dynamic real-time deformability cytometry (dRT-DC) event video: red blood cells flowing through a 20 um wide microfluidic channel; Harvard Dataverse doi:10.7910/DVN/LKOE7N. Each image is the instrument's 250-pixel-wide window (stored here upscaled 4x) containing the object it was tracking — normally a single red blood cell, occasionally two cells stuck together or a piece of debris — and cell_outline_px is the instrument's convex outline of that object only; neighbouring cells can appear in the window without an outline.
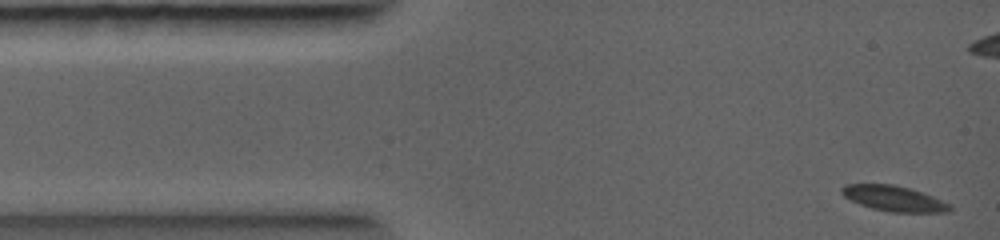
{"species": "common noctule bat (a hibernating species)", "species_latin": "Nyctalus noctula", "temperature_condition": "warm", "stored_images_in_passage": 6, "camera_frame_rate_fps": 5000, "um_per_image_px": 0.085, "animal": {"sex": "female", "body_mass_g": 19.0, "forearm_length_mm": 56.7}, "frame": {"image": 1, "passage_image": 1, "time_ms": 0.0, "image_size_px": [1000, 240], "cell_outline_px": [[952, 208], [948, 212], [888, 212], [872, 208], [860, 204], [844, 196], [840, 192], [840, 188], [844, 184], [892, 184], [908, 188], [932, 196], [952, 204]], "centroid_in_image_um": [75.97, 16.87], "position_along_channel_um": 9.0, "area_um2": 15.95}}
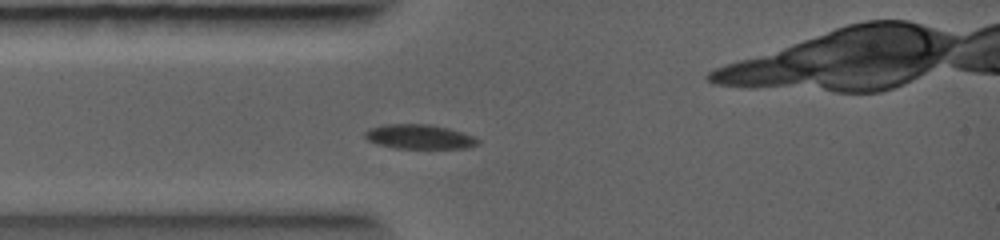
{"frame": {"image": 2, "passage_image": 5, "time_ms": 1.8, "image_size_px": [1000, 240], "cell_outline_px": [[480, 144], [468, 148], [396, 148], [376, 144], [368, 140], [364, 136], [364, 132], [368, 128], [384, 124], [428, 124], [448, 128], [472, 136], [480, 140]], "centroid_in_image_um": [35.62, 11.62], "position_along_channel_um": 49.4, "area_um2": 16.13}}